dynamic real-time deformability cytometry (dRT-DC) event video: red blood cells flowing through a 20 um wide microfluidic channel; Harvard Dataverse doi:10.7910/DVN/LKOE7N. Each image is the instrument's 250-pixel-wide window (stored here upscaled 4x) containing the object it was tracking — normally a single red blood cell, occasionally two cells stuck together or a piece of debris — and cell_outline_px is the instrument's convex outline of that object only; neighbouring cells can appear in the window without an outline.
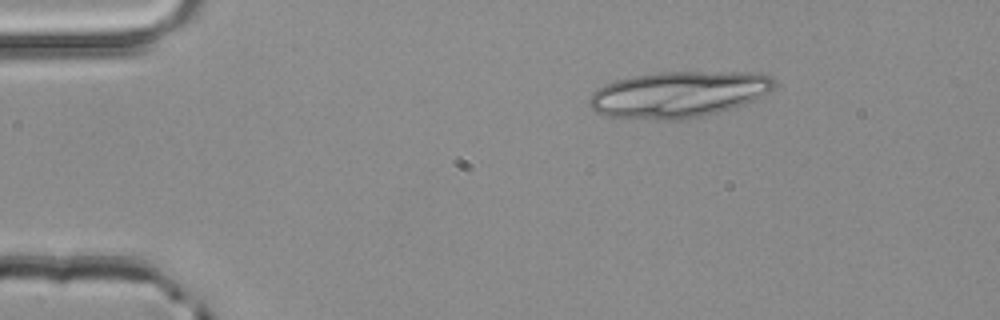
{"species": "common noctule bat (a hibernating species)", "species_latin": "Nyctalus noctula", "temperature_condition": "room temperature", "stored_images_in_passage": 11, "camera_frame_rate_fps": 3000, "um_per_image_px": 0.085, "animal": {"sex": "male", "body_mass_g": 20.4}, "frame": {"image": 1, "passage_image": 1, "time_ms": 0.0, "image_size_px": [1000, 320], "cell_outline_px": [[776, 88], [752, 100], [732, 108], [720, 112], [704, 116], [680, 120], [652, 120], [608, 116], [596, 112], [588, 104], [588, 100], [600, 88], [616, 80], [632, 76], [656, 72], [752, 72], [772, 76], [776, 80]], "centroid_in_image_um": [57.72, 8.02], "position_along_channel_um": 27.3, "area_um2": 49.82}}